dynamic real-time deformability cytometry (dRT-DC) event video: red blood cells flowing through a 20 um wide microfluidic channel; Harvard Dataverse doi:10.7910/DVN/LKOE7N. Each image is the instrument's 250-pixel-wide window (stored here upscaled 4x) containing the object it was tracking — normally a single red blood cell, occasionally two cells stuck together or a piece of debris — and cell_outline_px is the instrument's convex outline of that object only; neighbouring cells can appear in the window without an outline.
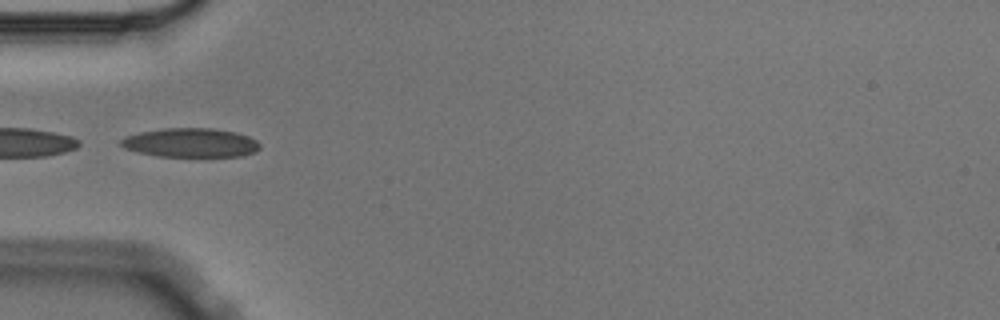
{"species": "Egyptian fruit bat (a non-hibernating species)", "species_latin": "Rousettus aegyptiacus", "temperature_condition": "cold", "stored_images_in_passage": 5, "camera_frame_rate_fps": 3000, "um_per_image_px": 0.085, "animal": {"sex": "male"}, "frame": {"image": 1, "passage_image": 5, "time_ms": 1.333, "image_size_px": [1000, 320], "cell_outline_px": [[260, 148], [256, 152], [244, 156], [156, 156], [124, 148], [120, 144], [120, 140], [124, 136], [140, 132], [164, 128], [212, 128], [236, 132], [248, 136], [256, 140], [260, 144]], "centroid_in_image_um": [16.22, 12.13], "position_along_channel_um": 68.8, "area_um2": 23.58}}